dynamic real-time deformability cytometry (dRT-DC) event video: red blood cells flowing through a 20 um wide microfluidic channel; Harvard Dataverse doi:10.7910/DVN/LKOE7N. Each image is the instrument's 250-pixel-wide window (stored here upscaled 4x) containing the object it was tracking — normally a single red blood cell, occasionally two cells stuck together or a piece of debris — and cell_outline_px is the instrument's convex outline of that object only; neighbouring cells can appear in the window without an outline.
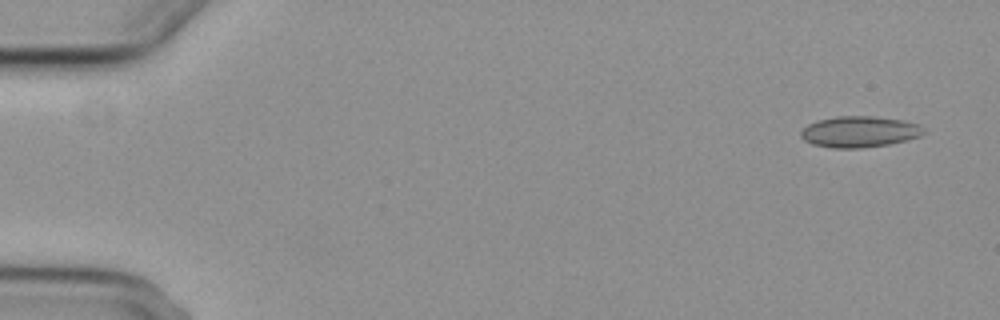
{"species": "common noctule bat (a hibernating species)", "species_latin": "Nyctalus noctula", "temperature_condition": "cold", "stored_images_in_passage": 5, "camera_frame_rate_fps": 3000, "um_per_image_px": 0.085, "animal": {"sex": "female", "body_mass_g": 29.2, "forearm_length_mm": 56.3}, "frame": {"image": 1, "passage_image": 1, "time_ms": 0.0, "image_size_px": [1000, 320], "cell_outline_px": [[924, 132], [920, 136], [908, 140], [888, 144], [860, 148], [832, 148], [812, 144], [804, 140], [800, 136], [800, 132], [808, 124], [820, 120], [836, 116], [872, 116], [904, 120], [920, 124], [924, 128]], "centroid_in_image_um": [73.07, 11.2], "position_along_channel_um": 11.9, "area_um2": 22.31}}
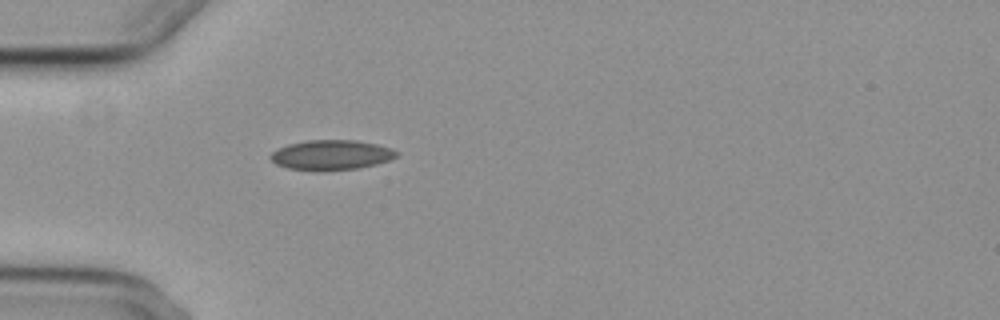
{"frame": {"image": 2, "passage_image": 5, "time_ms": 4.667, "image_size_px": [1000, 320], "cell_outline_px": [[400, 152], [396, 156], [388, 160], [376, 164], [360, 168], [316, 172], [288, 168], [276, 164], [268, 156], [276, 148], [288, 144], [308, 140], [356, 140], [376, 144], [392, 148]], "centroid_in_image_um": [28.13, 13.18], "position_along_channel_um": 56.9, "area_um2": 22.31}}